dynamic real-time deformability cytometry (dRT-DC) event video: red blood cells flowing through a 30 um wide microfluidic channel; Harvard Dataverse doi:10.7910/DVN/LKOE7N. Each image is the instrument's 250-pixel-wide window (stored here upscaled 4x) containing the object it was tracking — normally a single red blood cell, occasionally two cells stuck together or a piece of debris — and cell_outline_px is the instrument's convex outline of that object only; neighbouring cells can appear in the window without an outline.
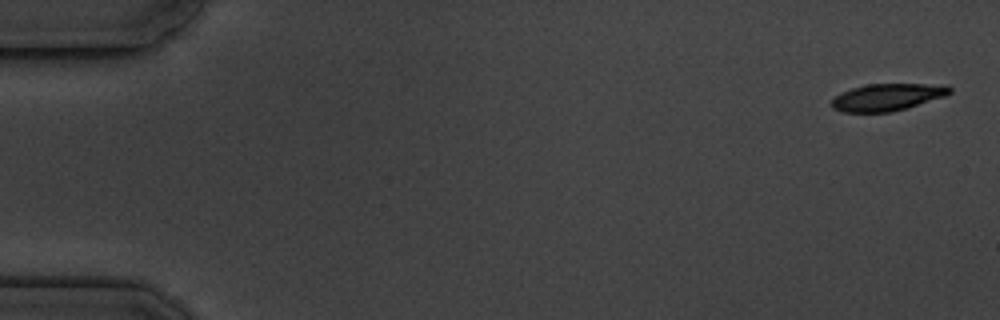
{"species": "common noctule bat (a hibernating species)", "species_latin": "Nyctalus noctula", "temperature_condition": "cold", "stored_images_in_passage": 4, "camera_frame_rate_fps": 3000, "um_per_image_px": 0.085, "animal": {"sex": "male", "body_mass_g": 19.5, "forearm_length_mm": 54.6}, "frame": {"image": 1, "passage_image": 1, "time_ms": 0.0, "image_size_px": [1000, 320], "cell_outline_px": [[952, 92], [944, 96], [908, 108], [892, 112], [844, 112], [832, 108], [832, 100], [840, 92], [852, 88], [868, 84], [924, 84], [952, 88]], "centroid_in_image_um": [75.37, 8.27], "position_along_channel_um": 9.6, "area_um2": 18.38}}